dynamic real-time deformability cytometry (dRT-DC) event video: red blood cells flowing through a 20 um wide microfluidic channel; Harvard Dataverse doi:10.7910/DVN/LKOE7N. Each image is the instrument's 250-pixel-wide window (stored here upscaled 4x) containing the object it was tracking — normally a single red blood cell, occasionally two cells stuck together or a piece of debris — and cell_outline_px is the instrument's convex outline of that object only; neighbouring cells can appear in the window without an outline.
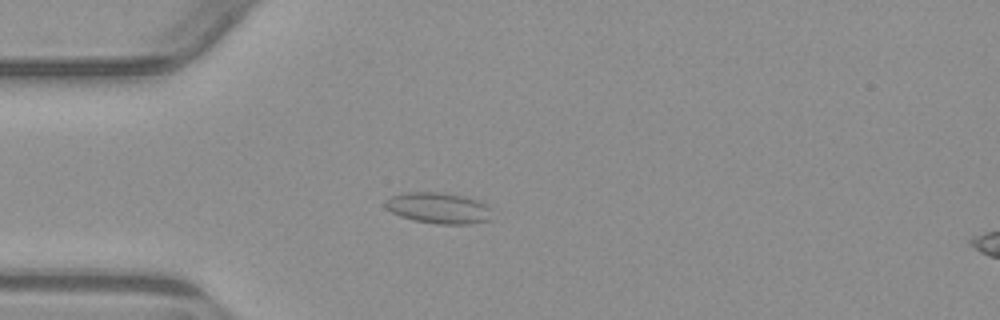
{"species": "common noctule bat (a hibernating species)", "species_latin": "Nyctalus noctula", "temperature_condition": "warm", "stored_images_in_passage": 3, "camera_frame_rate_fps": 3000, "um_per_image_px": 0.085, "animal": {"sex": "male", "body_mass_g": 23.1, "forearm_length_mm": 52.7}, "frame": {"image": 1, "passage_image": 2, "time_ms": 2.333, "image_size_px": [1000, 320], "cell_outline_px": [[492, 208], [488, 220], [468, 224], [436, 224], [412, 220], [400, 216], [392, 212], [384, 204], [392, 196], [404, 192], [440, 192], [464, 196], [488, 204]], "centroid_in_image_um": [37.29, 17.68], "position_along_channel_um": 47.7, "area_um2": 19.25}}